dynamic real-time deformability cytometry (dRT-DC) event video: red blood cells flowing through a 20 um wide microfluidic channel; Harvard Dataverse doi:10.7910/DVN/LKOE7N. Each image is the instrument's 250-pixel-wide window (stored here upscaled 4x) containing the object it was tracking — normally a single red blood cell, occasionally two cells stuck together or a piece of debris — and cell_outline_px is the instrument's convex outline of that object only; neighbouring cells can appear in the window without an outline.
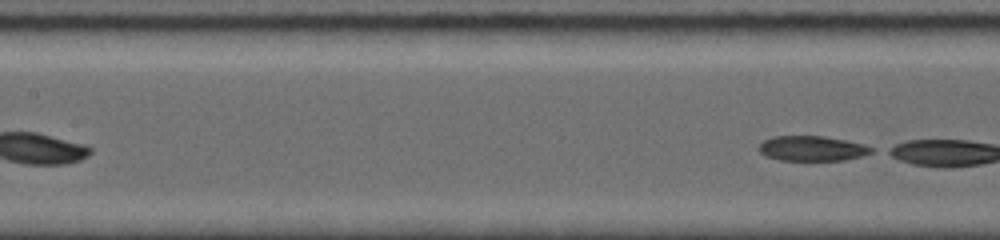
{"species": "common noctule bat (a hibernating species)", "species_latin": "Nyctalus noctula", "temperature_condition": "room temperature", "stored_images_in_passage": 11, "segment_of_instrument_passage": [2, 2], "camera_frame_rate_fps": 5000, "um_per_image_px": 0.085, "animal": {"sex": "female", "body_mass_g": 19.0, "forearm_length_mm": 56.7}, "frame": {"image": 1, "passage_image": 11, "time_ms": 5.4, "image_size_px": [1000, 240], "cell_outline_px": [[872, 152], [860, 156], [844, 160], [780, 160], [764, 156], [756, 148], [764, 140], [772, 136], [824, 136], [864, 144], [872, 148]], "centroid_in_image_um": [68.96, 12.61], "position_along_channel_um": 138.4, "area_um2": 16.36}}